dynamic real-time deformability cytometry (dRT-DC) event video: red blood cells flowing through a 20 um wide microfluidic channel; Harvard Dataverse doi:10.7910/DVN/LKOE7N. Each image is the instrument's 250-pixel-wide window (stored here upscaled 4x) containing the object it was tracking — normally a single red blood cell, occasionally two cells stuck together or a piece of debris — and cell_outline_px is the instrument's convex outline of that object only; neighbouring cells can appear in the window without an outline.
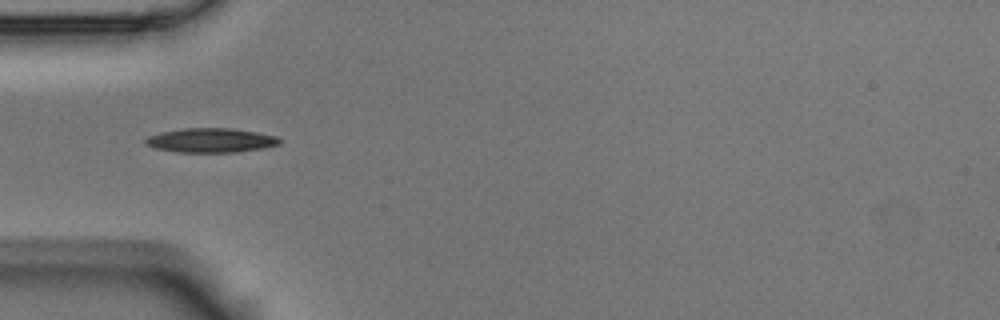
{"species": "Egyptian fruit bat (a non-hibernating species)", "species_latin": "Rousettus aegyptiacus", "temperature_condition": "room temperature", "stored_images_in_passage": 6, "camera_frame_rate_fps": 3000, "um_per_image_px": 0.085, "animal": {"sex": "male"}, "frame": {"image": 1, "passage_image": 3, "time_ms": 0.667, "image_size_px": [1000, 320], "cell_outline_px": [[280, 144], [264, 148], [236, 152], [176, 152], [156, 148], [144, 144], [144, 140], [148, 136], [160, 132], [184, 128], [228, 128], [256, 132], [276, 136], [280, 140]], "centroid_in_image_um": [17.89, 11.93], "position_along_channel_um": 67.1, "area_um2": 18.96}}
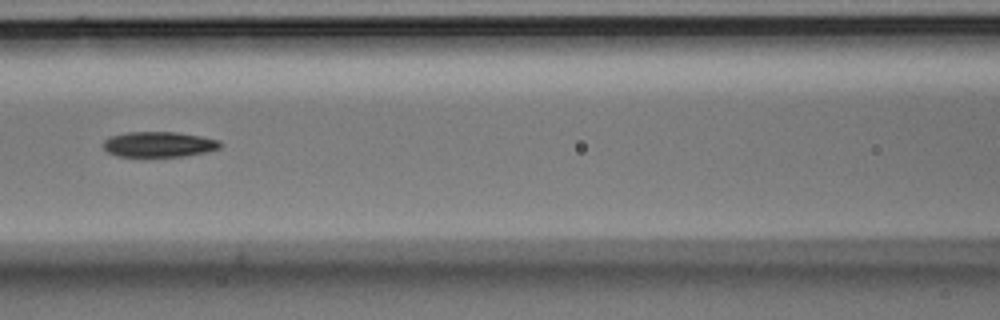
{"frame": {"image": 2, "passage_image": 5, "time_ms": 1.333, "image_size_px": [1000, 320], "cell_outline_px": [[220, 148], [204, 152], [184, 156], [120, 156], [108, 152], [104, 148], [104, 140], [112, 136], [128, 132], [176, 132], [200, 136], [220, 140]], "centroid_in_image_um": [13.52, 12.26], "position_along_channel_um": 153.1, "area_um2": 16.99}}
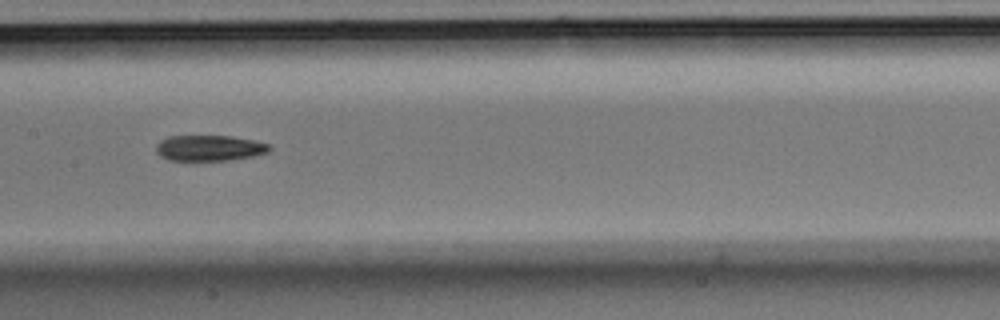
{"frame": {"image": 3, "passage_image": 6, "time_ms": 1.667, "image_size_px": [1000, 320], "cell_outline_px": [[272, 148], [268, 152], [252, 156], [228, 160], [168, 160], [160, 156], [156, 152], [156, 144], [160, 140], [168, 136], [232, 136], [252, 140], [268, 144]], "centroid_in_image_um": [17.76, 12.58], "position_along_channel_um": 189.6, "area_um2": 16.94}}